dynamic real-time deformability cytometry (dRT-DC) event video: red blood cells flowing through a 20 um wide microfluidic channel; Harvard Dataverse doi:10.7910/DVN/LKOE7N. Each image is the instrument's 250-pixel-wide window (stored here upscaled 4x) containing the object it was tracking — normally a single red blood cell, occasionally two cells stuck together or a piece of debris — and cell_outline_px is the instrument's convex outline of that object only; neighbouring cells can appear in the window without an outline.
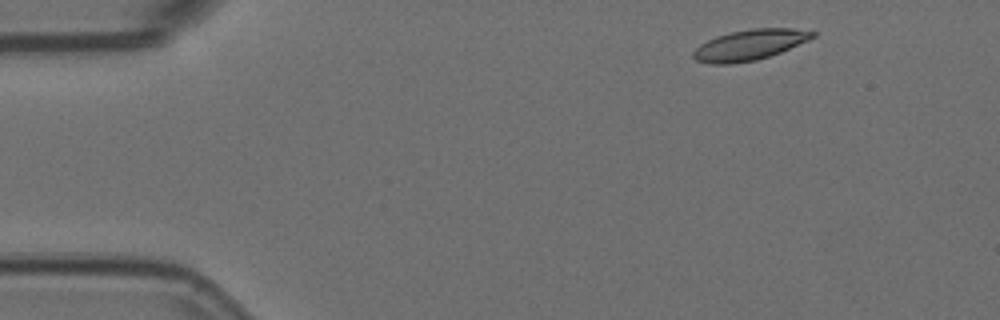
{"species": "Egyptian fruit bat (a non-hibernating species)", "species_latin": "Rousettus aegyptiacus", "temperature_condition": "room temperature", "stored_images_in_passage": 2, "camera_frame_rate_fps": 3000, "um_per_image_px": 0.085, "animal": {"sex": "female"}, "frame": {"image": 1, "passage_image": 1, "time_ms": 0.0, "image_size_px": [1000, 320], "cell_outline_px": [[816, 36], [808, 40], [780, 52], [756, 60], [732, 64], [708, 64], [696, 60], [692, 56], [692, 52], [700, 44], [716, 36], [728, 32], [752, 28], [792, 28], [816, 32]], "centroid_in_image_um": [63.68, 3.81], "position_along_channel_um": 21.3, "area_um2": 21.27}}